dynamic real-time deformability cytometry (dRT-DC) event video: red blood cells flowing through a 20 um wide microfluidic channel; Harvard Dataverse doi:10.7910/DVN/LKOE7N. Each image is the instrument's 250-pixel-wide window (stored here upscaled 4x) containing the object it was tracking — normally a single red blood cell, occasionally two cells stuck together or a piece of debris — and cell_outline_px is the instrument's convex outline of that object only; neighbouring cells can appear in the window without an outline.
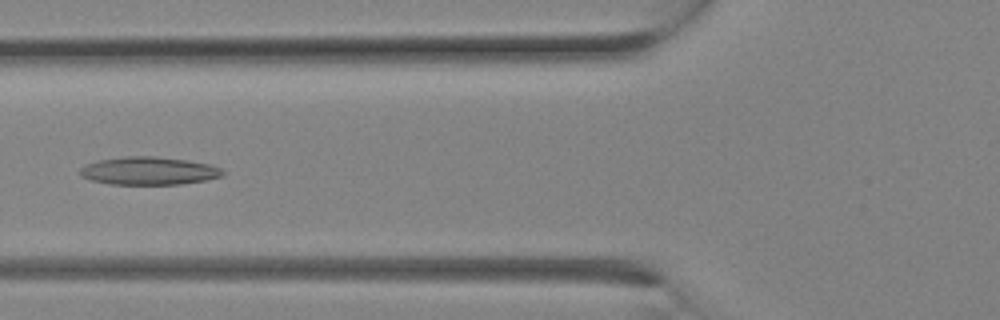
{"species": "Egyptian fruit bat (a non-hibernating species)", "species_latin": "Rousettus aegyptiacus", "temperature_condition": "room temperature", "stored_images_in_passage": 10, "camera_frame_rate_fps": 3000, "um_per_image_px": 0.085, "animal": {"sex": "female"}, "frame": {"image": 1, "passage_image": 9, "time_ms": 2.667, "image_size_px": [1000, 320], "cell_outline_px": [[224, 176], [204, 180], [180, 184], [112, 184], [92, 180], [80, 176], [80, 168], [84, 164], [96, 160], [124, 156], [156, 156], [188, 160], [212, 164], [220, 168], [224, 172]], "centroid_in_image_um": [12.64, 14.51], "position_along_channel_um": 113.2, "area_um2": 23.41}}